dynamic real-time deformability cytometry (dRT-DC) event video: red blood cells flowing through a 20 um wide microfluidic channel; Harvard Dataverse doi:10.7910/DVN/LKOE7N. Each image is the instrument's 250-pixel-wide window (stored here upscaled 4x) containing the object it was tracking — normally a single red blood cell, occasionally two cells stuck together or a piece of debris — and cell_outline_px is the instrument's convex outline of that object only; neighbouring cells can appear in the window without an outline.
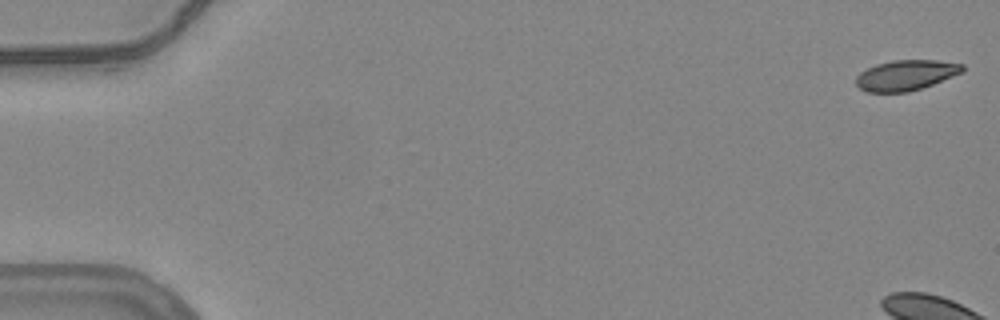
{"species": "common noctule bat (a hibernating species)", "species_latin": "Nyctalus noctula", "temperature_condition": "warm", "stored_images_in_passage": 6, "camera_frame_rate_fps": 3000, "um_per_image_px": 0.085, "animal": {"sex": "female", "body_mass_g": 24.6, "forearm_length_mm": 56.2}, "frame": {"image": 1, "passage_image": 1, "time_ms": 0.0, "image_size_px": [1000, 320], "cell_outline_px": [[964, 72], [932, 84], [908, 92], [864, 92], [856, 84], [856, 76], [860, 72], [876, 64], [892, 60], [936, 60], [964, 64]], "centroid_in_image_um": [77.0, 6.39], "position_along_channel_um": 8.0, "area_um2": 18.84}}